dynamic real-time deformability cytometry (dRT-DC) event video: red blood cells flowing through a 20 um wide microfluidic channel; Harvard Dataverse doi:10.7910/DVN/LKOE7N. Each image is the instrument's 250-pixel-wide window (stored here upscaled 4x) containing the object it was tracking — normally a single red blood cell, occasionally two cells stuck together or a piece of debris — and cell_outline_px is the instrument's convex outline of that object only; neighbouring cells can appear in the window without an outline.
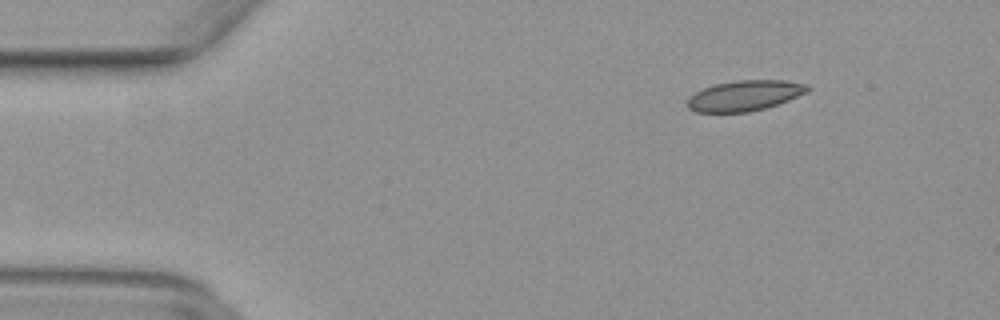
{"species": "common noctule bat (a hibernating species)", "species_latin": "Nyctalus noctula", "temperature_condition": "warm", "stored_images_in_passage": 46, "camera_frame_rate_fps": 3000, "um_per_image_px": 0.085, "animal": {"sex": "female", "body_mass_g": 29.2, "forearm_length_mm": 56.3}, "frame": {"image": 1, "passage_image": 3, "time_ms": 0.667, "image_size_px": [1000, 320], "cell_outline_px": [[812, 88], [808, 92], [788, 100], [764, 108], [748, 112], [696, 112], [688, 108], [684, 104], [688, 96], [704, 88], [716, 84], [736, 80], [784, 80], [808, 84]], "centroid_in_image_um": [63.28, 8.12], "position_along_channel_um": 21.7, "area_um2": 21.44}}
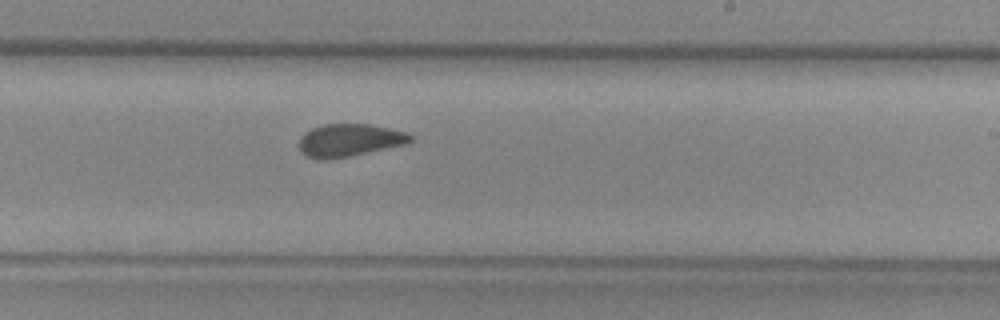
{"frame": {"image": 2, "passage_image": 26, "time_ms": 8.333, "image_size_px": [1000, 320], "cell_outline_px": [[412, 140], [408, 144], [328, 160], [320, 160], [308, 156], [300, 148], [300, 136], [304, 132], [312, 128], [324, 124], [368, 124], [388, 128], [404, 132], [412, 136]], "centroid_in_image_um": [29.69, 11.92], "position_along_channel_um": 259.3, "area_um2": 20.98}}
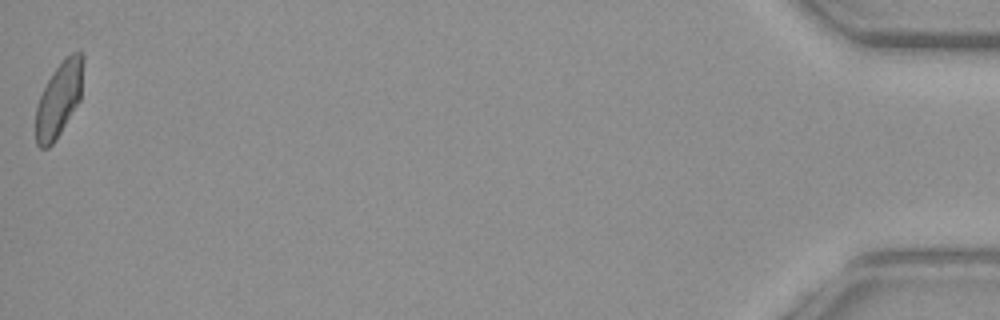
{"frame": {"image": 3, "passage_image": 46, "time_ms": 15.0, "image_size_px": [1000, 320], "cell_outline_px": [[84, 60], [80, 100], [56, 140], [48, 148], [40, 148], [36, 144], [36, 104], [52, 72], [72, 52], [80, 52], [84, 56]], "centroid_in_image_um": [5.01, 8.46], "position_along_channel_um": 430.2, "area_um2": 20.52}}